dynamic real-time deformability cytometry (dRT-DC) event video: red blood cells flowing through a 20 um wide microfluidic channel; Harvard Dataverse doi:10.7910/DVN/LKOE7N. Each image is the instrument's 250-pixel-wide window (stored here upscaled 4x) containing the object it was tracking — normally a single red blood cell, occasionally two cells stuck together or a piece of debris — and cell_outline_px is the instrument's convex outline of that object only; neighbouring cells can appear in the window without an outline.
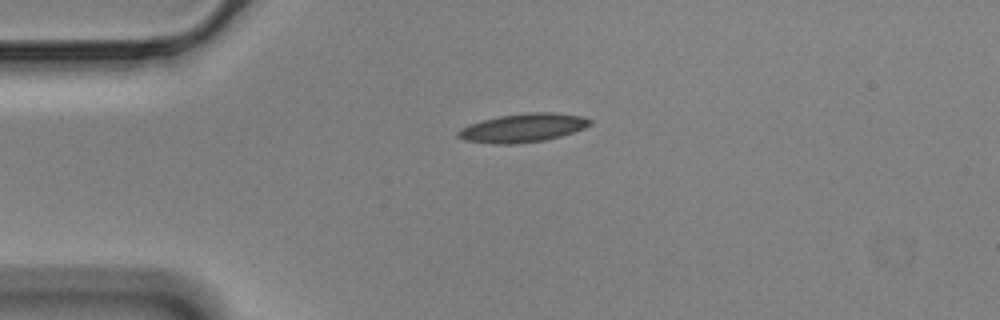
{"species": "Egyptian fruit bat (a non-hibernating species)", "species_latin": "Rousettus aegyptiacus", "temperature_condition": "cold", "stored_images_in_passage": 46, "camera_frame_rate_fps": 3000, "um_per_image_px": 0.085, "animal": {"sex": "male"}, "frame": {"image": 1, "passage_image": 1, "time_ms": 0.0, "image_size_px": [1000, 320], "cell_outline_px": [[592, 124], [584, 128], [560, 136], [544, 140], [516, 144], [492, 144], [464, 140], [456, 136], [456, 132], [460, 128], [468, 124], [500, 116], [528, 112], [552, 112], [580, 116], [592, 120]], "centroid_in_image_um": [44.41, 10.87], "position_along_channel_um": 40.6, "area_um2": 21.96}}
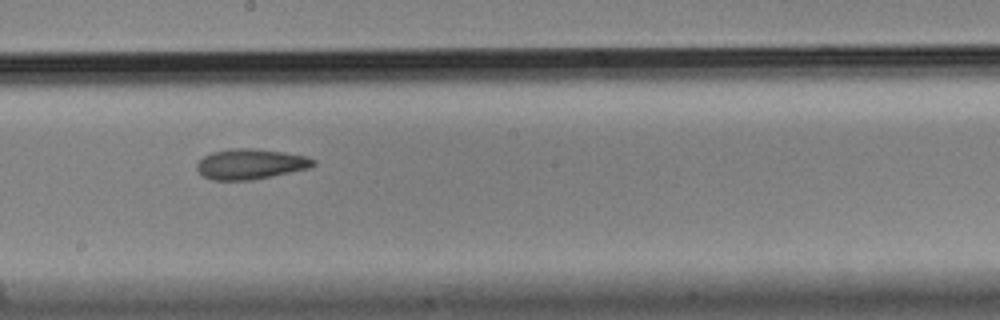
{"frame": {"image": 2, "passage_image": 19, "time_ms": 6.0, "image_size_px": [1000, 320], "cell_outline_px": [[316, 164], [308, 168], [272, 176], [252, 180], [212, 180], [204, 176], [196, 168], [196, 164], [204, 156], [212, 152], [232, 148], [252, 148], [284, 152], [308, 156], [316, 160]], "centroid_in_image_um": [21.31, 13.94], "position_along_channel_um": 226.9, "area_um2": 20.58}}
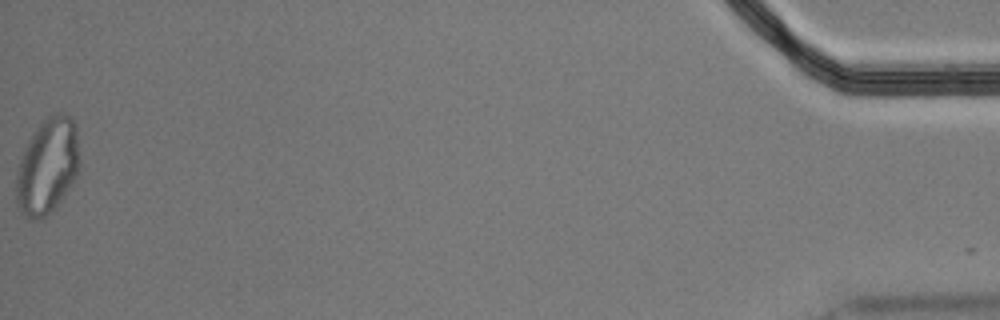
{"frame": {"image": 3, "passage_image": 45, "time_ms": 14.667, "image_size_px": [1000, 320], "cell_outline_px": [[80, 164], [76, 176], [72, 184], [60, 204], [40, 220], [32, 220], [20, 208], [16, 200], [16, 176], [20, 160], [24, 148], [28, 140], [36, 128], [48, 116], [60, 112], [72, 116], [76, 124], [80, 160]], "centroid_in_image_um": [4.07, 14.11], "position_along_channel_um": 431.1, "area_um2": 35.6}}